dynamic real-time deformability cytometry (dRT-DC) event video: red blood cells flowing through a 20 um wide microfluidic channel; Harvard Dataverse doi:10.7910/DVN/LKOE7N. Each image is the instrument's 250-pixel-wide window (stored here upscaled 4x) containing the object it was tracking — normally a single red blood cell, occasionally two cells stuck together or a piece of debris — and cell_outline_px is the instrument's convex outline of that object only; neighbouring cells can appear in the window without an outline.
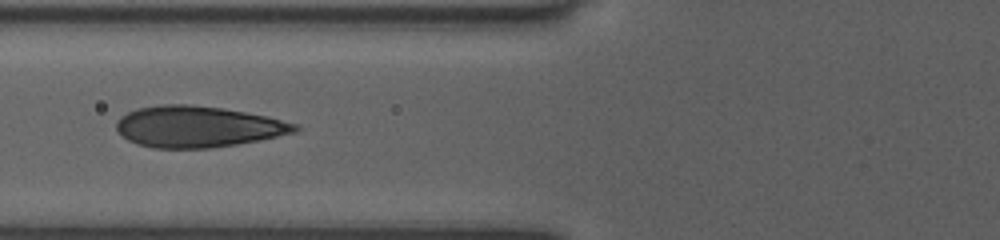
{"species": "human", "species_latin": "Homo sapiens", "temperature_condition": "room temperature", "stored_images_in_passage": 41, "camera_frame_rate_fps": 3000, "um_per_image_px": 0.085, "donor": {"sex": "female"}, "frame": {"image": 1, "passage_image": 19, "time_ms": 7.0, "image_size_px": [1000, 240], "cell_outline_px": [[300, 128], [296, 132], [260, 140], [212, 148], [152, 148], [136, 144], [120, 136], [116, 128], [116, 120], [120, 116], [136, 108], [160, 104], [188, 104], [224, 108], [268, 116], [296, 124]], "centroid_in_image_um": [16.77, 10.76], "position_along_channel_um": 109.0, "area_um2": 43.23}}
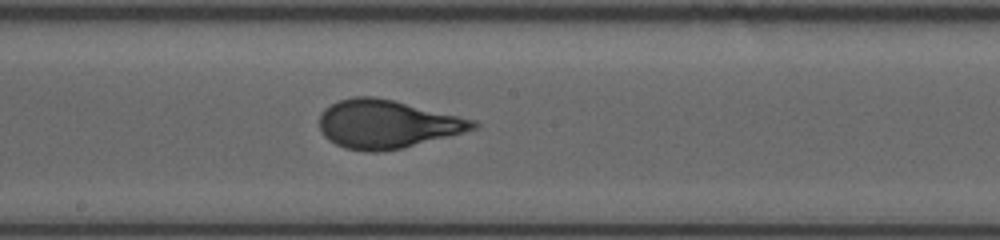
{"frame": {"image": 2, "passage_image": 29, "time_ms": 9.667, "image_size_px": [1000, 240], "cell_outline_px": [[480, 124], [476, 128], [464, 132], [400, 148], [380, 152], [368, 152], [344, 148], [328, 140], [320, 132], [320, 112], [324, 108], [340, 100], [352, 96], [372, 96], [392, 100], [476, 120]], "centroid_in_image_um": [32.85, 10.55], "position_along_channel_um": 215.4, "area_um2": 43.0}}
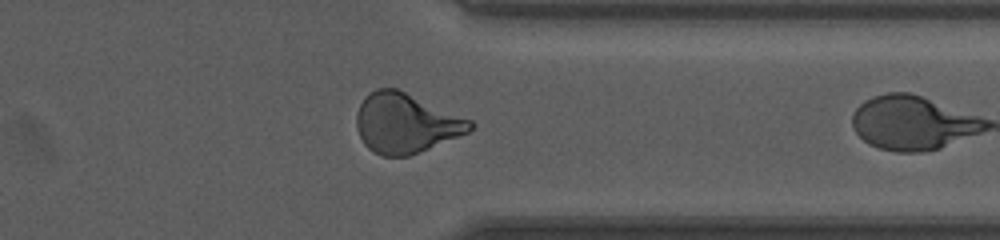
{"frame": {"image": 3, "passage_image": 40, "time_ms": 12.667, "image_size_px": [1000, 240], "cell_outline_px": [[476, 124], [468, 132], [408, 156], [380, 156], [368, 148], [364, 144], [360, 136], [356, 124], [356, 112], [360, 104], [368, 92], [376, 88], [396, 88], [472, 120]], "centroid_in_image_um": [34.46, 10.46], "position_along_channel_um": 376.9, "area_um2": 39.25}}